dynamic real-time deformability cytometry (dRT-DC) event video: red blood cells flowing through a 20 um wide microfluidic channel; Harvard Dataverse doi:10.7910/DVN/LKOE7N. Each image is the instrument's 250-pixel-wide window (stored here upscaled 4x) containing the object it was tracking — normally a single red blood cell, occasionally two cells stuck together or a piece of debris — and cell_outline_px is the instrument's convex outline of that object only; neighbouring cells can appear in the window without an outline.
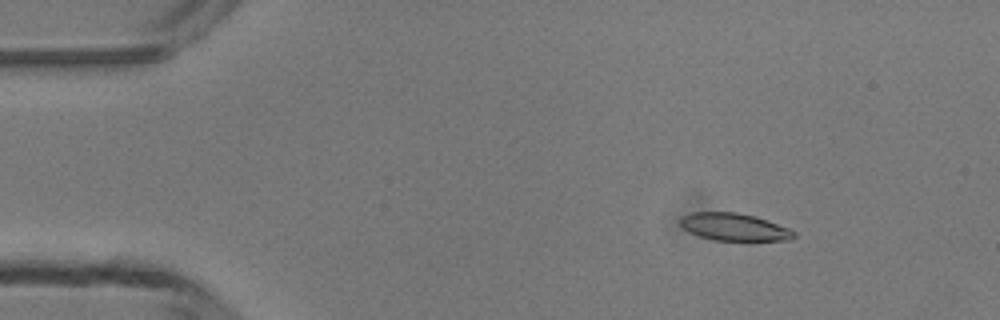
{"species": "common noctule bat (a hibernating species)", "species_latin": "Nyctalus noctula", "temperature_condition": "room temperature", "stored_images_in_passage": 4, "camera_frame_rate_fps": 3000, "um_per_image_px": 0.085, "animal": {"sex": "male", "body_mass_g": 13.3}, "frame": {"image": 1, "passage_image": 2, "time_ms": 1.0, "image_size_px": [1000, 320], "cell_outline_px": [[796, 236], [792, 240], [716, 240], [700, 236], [684, 228], [680, 224], [680, 216], [692, 212], [736, 212], [756, 216], [788, 228], [796, 232]], "centroid_in_image_um": [62.42, 19.28], "position_along_channel_um": 22.6, "area_um2": 18.03}}